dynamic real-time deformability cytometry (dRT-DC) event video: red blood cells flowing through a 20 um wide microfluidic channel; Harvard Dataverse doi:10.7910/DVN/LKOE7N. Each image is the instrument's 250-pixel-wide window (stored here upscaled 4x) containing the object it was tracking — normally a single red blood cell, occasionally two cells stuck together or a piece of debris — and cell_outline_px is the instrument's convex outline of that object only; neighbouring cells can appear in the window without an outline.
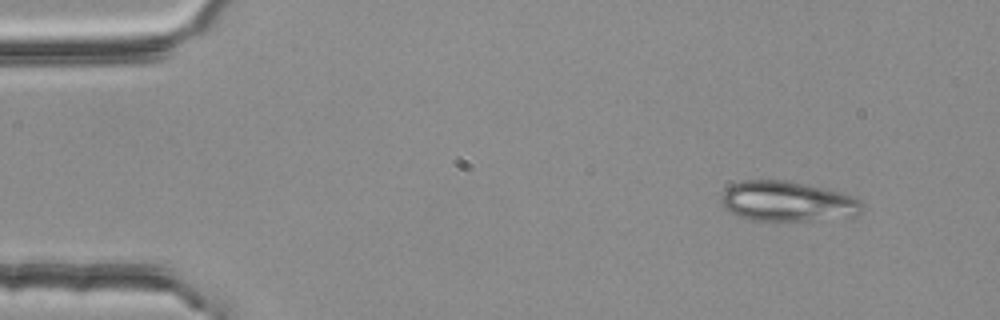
{"species": "common noctule bat (a hibernating species)", "species_latin": "Nyctalus noctula", "temperature_condition": "room temperature", "stored_images_in_passage": 3, "camera_frame_rate_fps": 3000, "um_per_image_px": 0.085, "animal": {"sex": "female", "body_mass_g": 25.1}, "frame": {"image": 1, "passage_image": 1, "time_ms": 0.0, "image_size_px": [1000, 320], "cell_outline_px": [[860, 212], [856, 216], [808, 220], [752, 220], [736, 216], [728, 212], [724, 208], [720, 200], [720, 196], [732, 184], [744, 180], [784, 180], [804, 184], [840, 192], [852, 196], [860, 200]], "centroid_in_image_um": [66.86, 17.12], "position_along_channel_um": 18.1, "area_um2": 32.6}}